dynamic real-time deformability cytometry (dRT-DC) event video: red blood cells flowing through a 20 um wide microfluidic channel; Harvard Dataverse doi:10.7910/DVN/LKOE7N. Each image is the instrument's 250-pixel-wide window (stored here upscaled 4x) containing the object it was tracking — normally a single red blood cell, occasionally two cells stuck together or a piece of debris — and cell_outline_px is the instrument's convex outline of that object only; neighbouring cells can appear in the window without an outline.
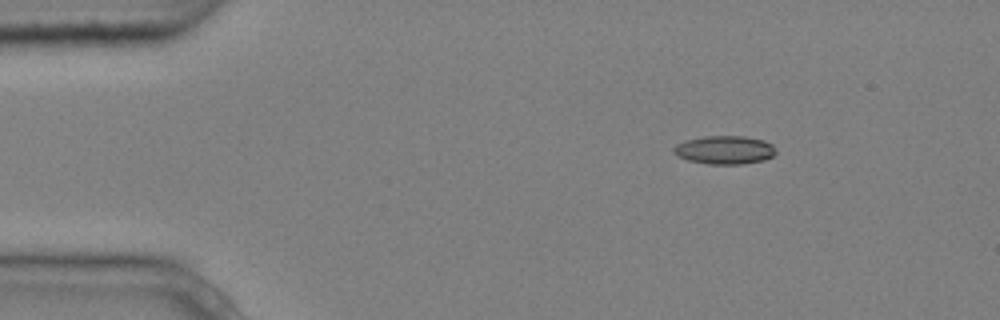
{"species": "common noctule bat (a hibernating species)", "species_latin": "Nyctalus noctula", "temperature_condition": "cold", "stored_images_in_passage": 4, "camera_frame_rate_fps": 3000, "um_per_image_px": 0.085, "animal": {"sex": "male", "body_mass_g": 20.4}, "frame": {"image": 1, "passage_image": 2, "time_ms": 0.333, "image_size_px": [1000, 320], "cell_outline_px": [[776, 152], [772, 156], [764, 160], [740, 164], [708, 164], [688, 160], [676, 156], [672, 152], [672, 148], [676, 144], [688, 140], [704, 136], [744, 136], [764, 140], [772, 144]], "centroid_in_image_um": [61.57, 12.74], "position_along_channel_um": 23.4, "area_um2": 16.94}}